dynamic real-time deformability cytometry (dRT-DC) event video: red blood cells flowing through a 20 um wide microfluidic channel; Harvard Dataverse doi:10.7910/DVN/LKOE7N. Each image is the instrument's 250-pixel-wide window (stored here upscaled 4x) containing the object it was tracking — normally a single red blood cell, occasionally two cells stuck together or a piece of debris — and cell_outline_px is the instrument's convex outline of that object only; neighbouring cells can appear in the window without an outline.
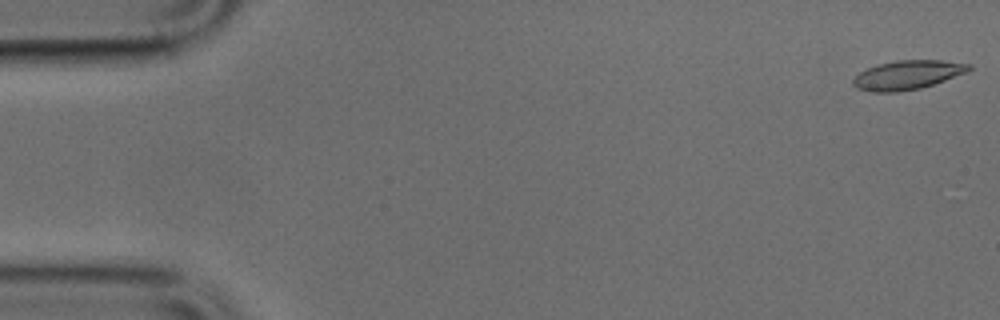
{"species": "common noctule bat (a hibernating species)", "species_latin": "Nyctalus noctula", "temperature_condition": "cold", "stored_images_in_passage": 50, "camera_frame_rate_fps": 3000, "um_per_image_px": 0.085, "animal": {"sex": "male", "body_mass_g": 17.9, "forearm_length_mm": 54.2}, "frame": {"image": 1, "passage_image": 1, "time_ms": 0.0, "image_size_px": [1000, 320], "cell_outline_px": [[972, 68], [968, 72], [920, 88], [896, 92], [872, 92], [856, 88], [852, 84], [852, 80], [860, 72], [876, 64], [896, 60], [940, 60], [972, 64]], "centroid_in_image_um": [77.13, 6.36], "position_along_channel_um": 7.9, "area_um2": 19.59}}
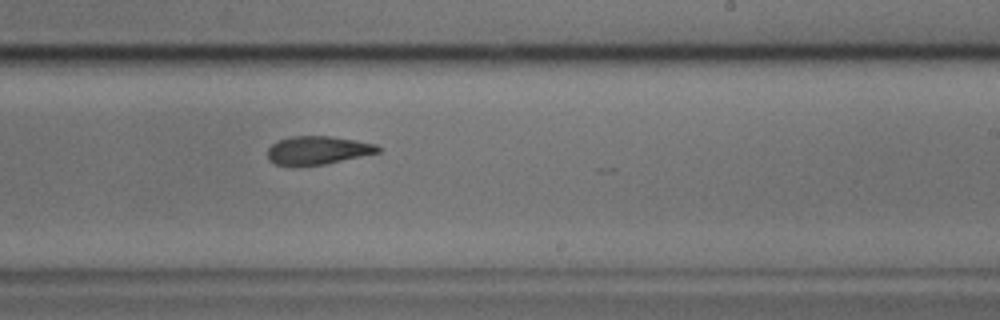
{"frame": {"image": 2, "passage_image": 30, "time_ms": 9.667, "image_size_px": [1000, 320], "cell_outline_px": [[380, 152], [324, 164], [276, 164], [268, 160], [268, 148], [276, 140], [292, 136], [332, 136], [356, 140], [376, 144], [380, 148]], "centroid_in_image_um": [27.01, 12.74], "position_along_channel_um": 262.0, "area_um2": 17.92}}
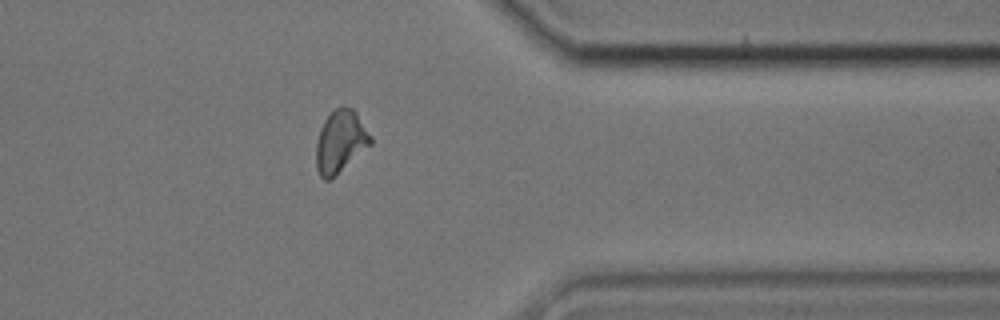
{"frame": {"image": 3, "passage_image": 40, "time_ms": 13.0, "image_size_px": [1000, 320], "cell_outline_px": [[372, 144], [328, 180], [324, 180], [320, 176], [316, 168], [316, 144], [320, 128], [324, 120], [336, 108], [344, 104], [352, 108], [356, 112], [372, 136]], "centroid_in_image_um": [28.94, 11.99], "position_along_channel_um": 382.5, "area_um2": 19.65}}